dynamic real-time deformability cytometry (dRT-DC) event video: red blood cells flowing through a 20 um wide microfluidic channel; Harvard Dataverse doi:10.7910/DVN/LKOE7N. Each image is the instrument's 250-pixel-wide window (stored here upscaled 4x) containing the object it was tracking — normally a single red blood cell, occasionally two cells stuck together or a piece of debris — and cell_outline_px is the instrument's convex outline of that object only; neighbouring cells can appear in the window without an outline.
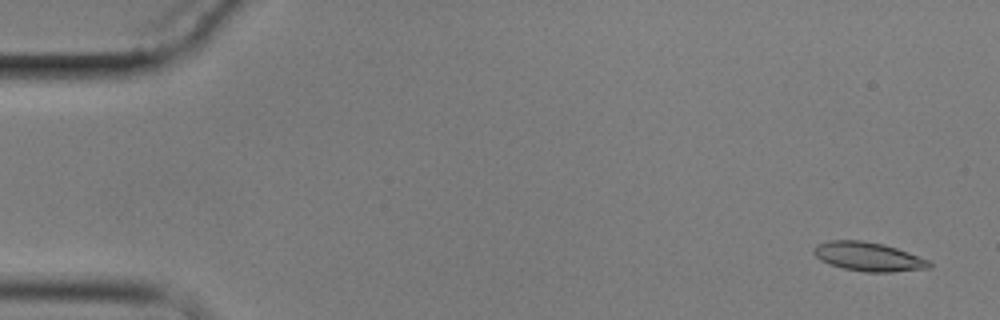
{"species": "common noctule bat (a hibernating species)", "species_latin": "Nyctalus noctula", "temperature_condition": "cold", "stored_images_in_passage": 5, "camera_frame_rate_fps": 3000, "um_per_image_px": 0.085, "animal": {"sex": "male", "body_mass_g": 17.9}, "frame": {"image": 1, "passage_image": 1, "time_ms": 0.0, "image_size_px": [1000, 320], "cell_outline_px": [[932, 268], [892, 272], [864, 272], [844, 268], [820, 260], [812, 252], [812, 248], [816, 244], [828, 240], [860, 240], [884, 244], [908, 252], [928, 260], [932, 264]], "centroid_in_image_um": [73.8, 21.81], "position_along_channel_um": 11.2, "area_um2": 19.54}}
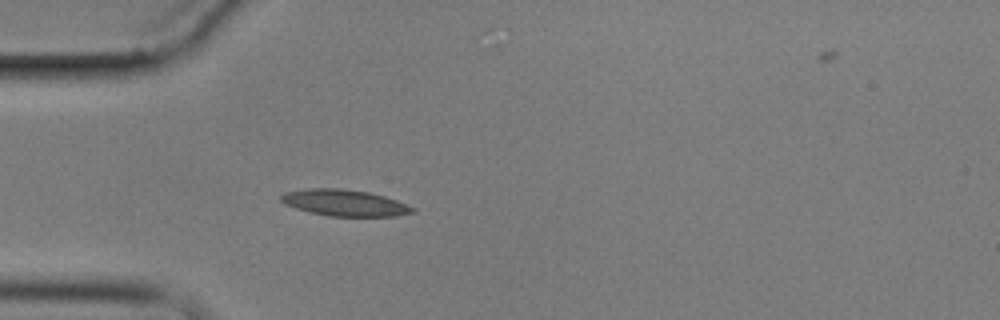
{"frame": {"image": 2, "passage_image": 5, "time_ms": 4.667, "image_size_px": [1000, 320], "cell_outline_px": [[416, 212], [396, 216], [328, 216], [296, 208], [280, 200], [280, 196], [284, 192], [308, 188], [340, 188], [368, 192], [384, 196], [396, 200], [416, 208]], "centroid_in_image_um": [29.32, 17.23], "position_along_channel_um": 55.7, "area_um2": 20.11}}